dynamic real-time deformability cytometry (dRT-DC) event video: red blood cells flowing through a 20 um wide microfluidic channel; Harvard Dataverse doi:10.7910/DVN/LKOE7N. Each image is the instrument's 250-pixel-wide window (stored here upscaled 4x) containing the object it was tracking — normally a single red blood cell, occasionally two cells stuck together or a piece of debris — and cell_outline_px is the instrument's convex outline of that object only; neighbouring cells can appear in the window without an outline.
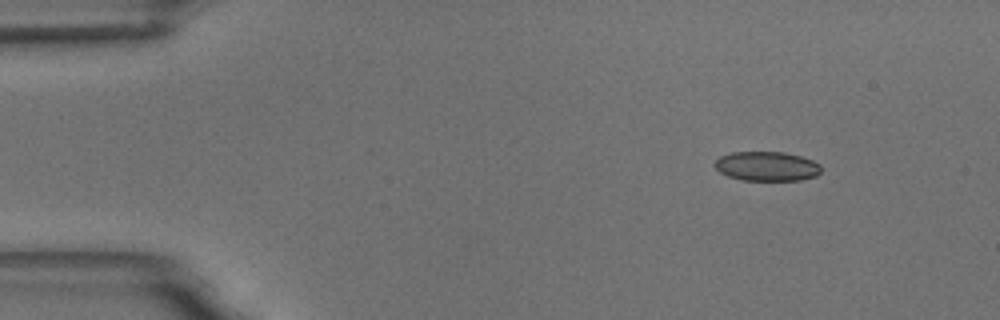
{"species": "common noctule bat (a hibernating species)", "species_latin": "Nyctalus noctula", "temperature_condition": "room temperature", "stored_images_in_passage": 4, "camera_frame_rate_fps": 3000, "um_per_image_px": 0.085, "animal": {"sex": "male", "body_mass_g": 18.8}, "frame": {"image": 1, "passage_image": 1, "time_ms": 0.0, "image_size_px": [1000, 320], "cell_outline_px": [[820, 172], [816, 176], [800, 180], [744, 180], [728, 176], [720, 172], [712, 164], [720, 156], [732, 152], [784, 152], [800, 156], [812, 160], [820, 164]], "centroid_in_image_um": [65.16, 14.13], "position_along_channel_um": 19.8, "area_um2": 18.21}}
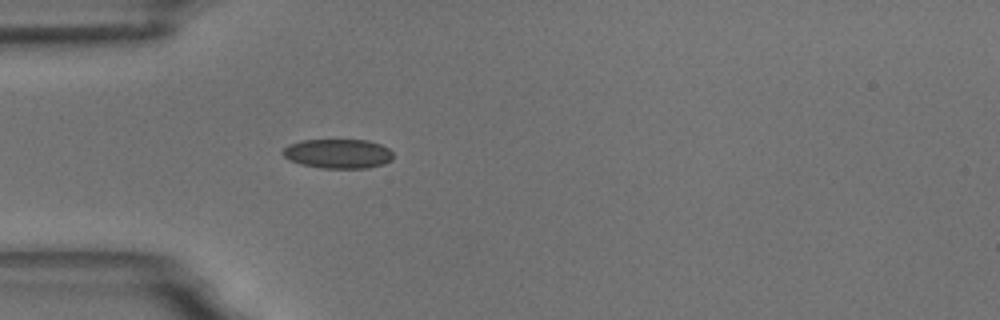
{"frame": {"image": 2, "passage_image": 4, "time_ms": 3.333, "image_size_px": [1000, 320], "cell_outline_px": [[392, 160], [384, 164], [368, 168], [320, 168], [300, 164], [284, 156], [280, 152], [288, 144], [300, 140], [368, 140], [380, 144], [388, 148], [392, 152]], "centroid_in_image_um": [28.72, 13.06], "position_along_channel_um": 56.3, "area_um2": 19.02}}